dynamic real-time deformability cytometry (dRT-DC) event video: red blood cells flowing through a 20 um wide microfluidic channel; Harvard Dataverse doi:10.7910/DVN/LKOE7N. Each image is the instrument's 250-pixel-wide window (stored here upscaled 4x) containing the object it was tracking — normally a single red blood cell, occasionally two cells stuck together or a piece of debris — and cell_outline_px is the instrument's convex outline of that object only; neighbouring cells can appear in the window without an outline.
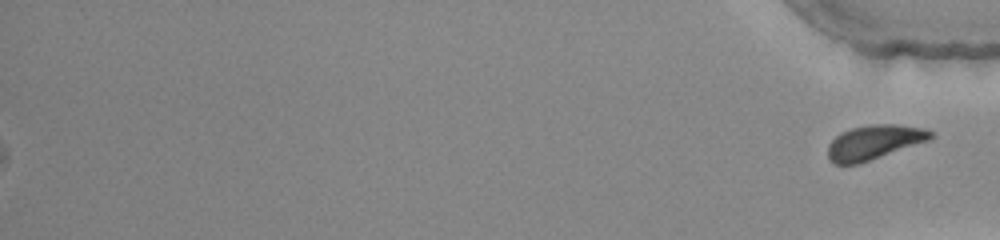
{"species": "common noctule bat (a hibernating species)", "species_latin": "Nyctalus noctula", "temperature_condition": "warm", "stored_images_in_passage": 52, "segment_of_instrument_passage": [2, 2], "camera_frame_rate_fps": 3000, "um_per_image_px": 0.085, "animal": {"sex": "female", "body_mass_g": 22.0, "forearm_length_mm": 56.7}, "frame": {"image": 1, "passage_image": 52, "time_ms": 17.0, "image_size_px": [1000, 240], "cell_outline_px": [[932, 136], [928, 140], [856, 164], [836, 164], [828, 156], [828, 144], [840, 132], [852, 128], [872, 124], [896, 124], [924, 128], [932, 132]], "centroid_in_image_um": [74.27, 12.06], "position_along_channel_um": 360.9, "area_um2": 20.06}}